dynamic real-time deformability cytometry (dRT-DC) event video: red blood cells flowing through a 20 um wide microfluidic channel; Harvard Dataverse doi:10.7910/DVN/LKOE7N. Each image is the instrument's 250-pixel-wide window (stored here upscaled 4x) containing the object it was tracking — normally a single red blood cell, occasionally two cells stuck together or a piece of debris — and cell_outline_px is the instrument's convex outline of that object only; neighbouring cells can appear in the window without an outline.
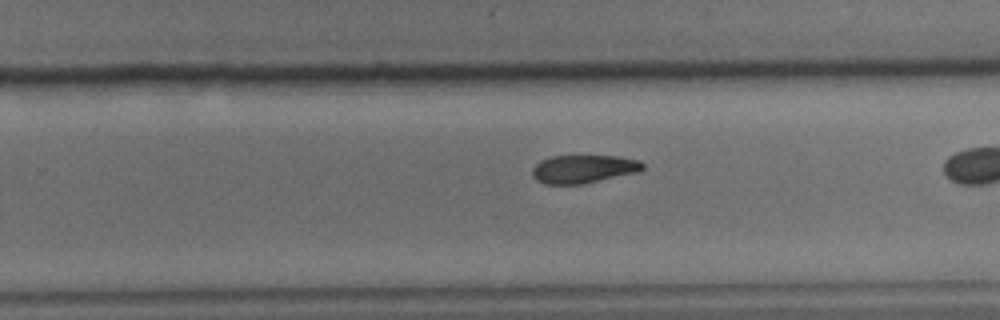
{"species": "common noctule bat (a hibernating species)", "species_latin": "Nyctalus noctula", "temperature_condition": "cold", "stored_images_in_passage": 41, "camera_frame_rate_fps": 3000, "um_per_image_px": 0.085, "animal": {"sex": "male", "body_mass_g": 15.6}, "frame": {"image": 1, "passage_image": 33, "time_ms": 10.667, "image_size_px": [1000, 320], "cell_outline_px": [[644, 168], [640, 172], [580, 184], [544, 184], [536, 180], [532, 176], [532, 168], [540, 160], [552, 156], [616, 156], [640, 160], [644, 164]], "centroid_in_image_um": [49.59, 14.36], "position_along_channel_um": 280.2, "area_um2": 18.21}}
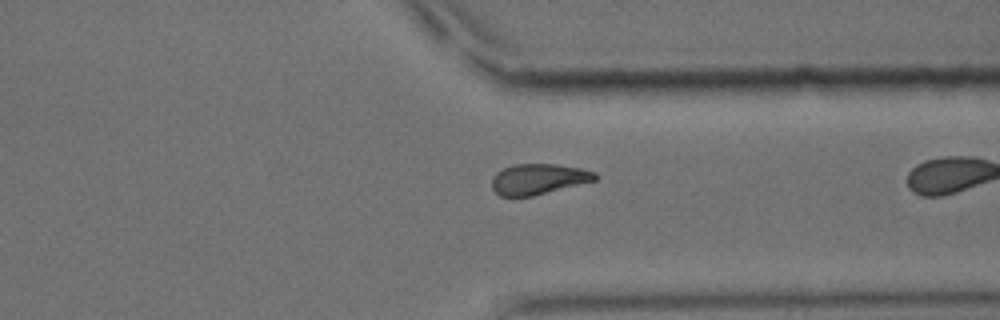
{"frame": {"image": 2, "passage_image": 40, "time_ms": 13.0, "image_size_px": [1000, 320], "cell_outline_px": [[596, 180], [532, 196], [500, 196], [492, 188], [492, 176], [496, 172], [512, 164], [556, 164], [580, 168], [596, 172]], "centroid_in_image_um": [45.74, 15.21], "position_along_channel_um": 365.7, "area_um2": 18.32}}